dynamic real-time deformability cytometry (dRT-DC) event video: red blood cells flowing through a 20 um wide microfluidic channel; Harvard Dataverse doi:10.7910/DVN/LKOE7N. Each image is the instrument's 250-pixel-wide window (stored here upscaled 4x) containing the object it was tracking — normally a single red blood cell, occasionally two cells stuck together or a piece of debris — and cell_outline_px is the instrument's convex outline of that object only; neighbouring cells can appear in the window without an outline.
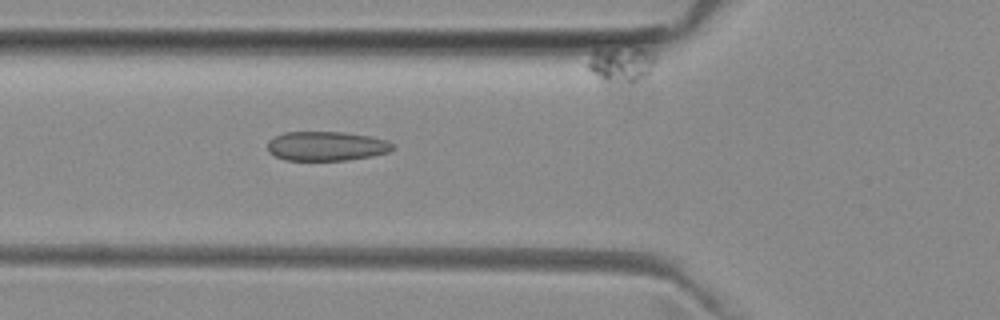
{"species": "common noctule bat (a hibernating species)", "species_latin": "Nyctalus noctula", "temperature_condition": "room temperature", "stored_images_in_passage": 45, "camera_frame_rate_fps": 3000, "um_per_image_px": 0.085, "animal": {"sex": "female", "body_mass_g": 29.2, "forearm_length_mm": 56.3}, "frame": {"image": 1, "passage_image": 12, "time_ms": 3.667, "image_size_px": [1000, 320], "cell_outline_px": [[396, 148], [388, 152], [372, 156], [348, 160], [284, 160], [268, 152], [268, 140], [284, 132], [344, 132], [372, 136], [384, 140], [392, 144]], "centroid_in_image_um": [27.74, 12.42], "position_along_channel_um": 98.1, "area_um2": 21.44}}
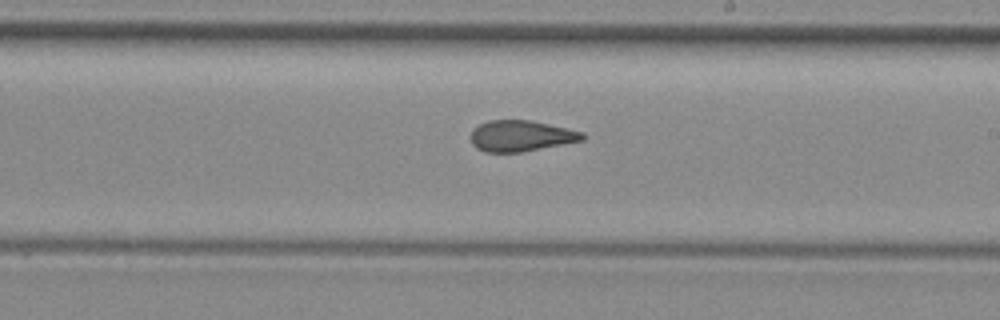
{"frame": {"image": 2, "passage_image": 23, "time_ms": 7.333, "image_size_px": [1000, 320], "cell_outline_px": [[584, 140], [564, 144], [520, 152], [484, 152], [476, 148], [472, 144], [472, 132], [480, 124], [492, 120], [528, 120], [548, 124], [584, 132]], "centroid_in_image_um": [44.3, 11.56], "position_along_channel_um": 244.7, "area_um2": 19.88}}
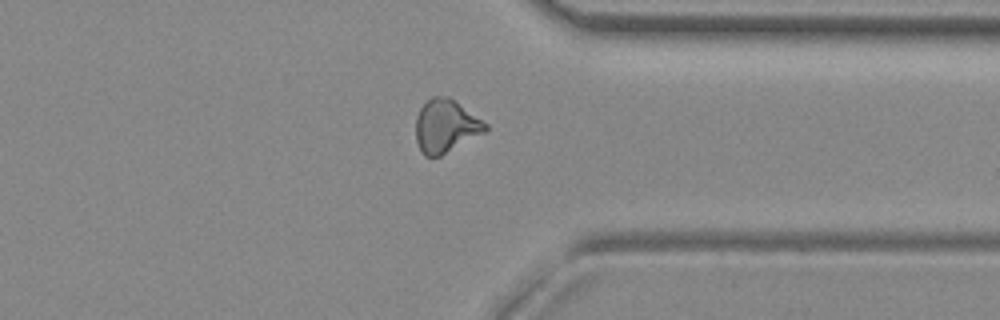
{"frame": {"image": 3, "passage_image": 33, "time_ms": 10.667, "image_size_px": [1000, 320], "cell_outline_px": [[488, 128], [484, 132], [440, 156], [424, 156], [416, 140], [416, 116], [420, 108], [432, 96], [448, 96], [488, 124]], "centroid_in_image_um": [37.87, 10.71], "position_along_channel_um": 373.5, "area_um2": 21.15}, "authors_computed_cell_mechanics": {"area_um2": 21.097, "velocity_mm_per_s": 3.9911, "shape_relaxation_time_tau1_ms": null, "shape_relaxation_time_tau2_ms": 1.383, "deformation_change_tau1": null, "deformation_change_tau2": 0.0882}}